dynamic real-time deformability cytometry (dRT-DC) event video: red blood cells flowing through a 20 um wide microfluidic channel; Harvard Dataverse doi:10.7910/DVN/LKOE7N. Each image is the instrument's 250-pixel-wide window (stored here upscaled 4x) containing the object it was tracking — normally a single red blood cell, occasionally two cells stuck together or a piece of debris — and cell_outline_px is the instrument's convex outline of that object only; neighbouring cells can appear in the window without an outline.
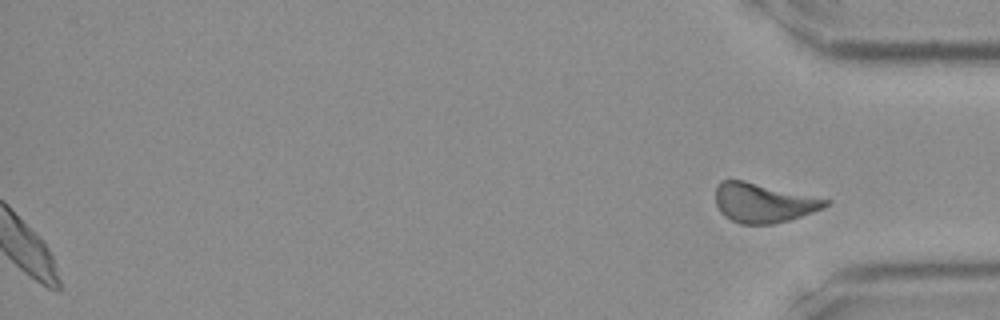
{"species": "Egyptian fruit bat (a non-hibernating species)", "species_latin": "Rousettus aegyptiacus", "temperature_condition": "room temperature", "stored_images_in_passage": 36, "segment_of_instrument_passage": [2, 2], "camera_frame_rate_fps": 3000, "um_per_image_px": 0.085, "frame": {"image": 1, "passage_image": 36, "time_ms": 11.667, "image_size_px": [1000, 320], "cell_outline_px": [[832, 200], [824, 208], [788, 220], [772, 224], [740, 224], [724, 216], [720, 212], [716, 204], [716, 184], [720, 180], [744, 180]], "centroid_in_image_um": [64.87, 17.23], "position_along_channel_um": 370.3, "area_um2": 25.26}}